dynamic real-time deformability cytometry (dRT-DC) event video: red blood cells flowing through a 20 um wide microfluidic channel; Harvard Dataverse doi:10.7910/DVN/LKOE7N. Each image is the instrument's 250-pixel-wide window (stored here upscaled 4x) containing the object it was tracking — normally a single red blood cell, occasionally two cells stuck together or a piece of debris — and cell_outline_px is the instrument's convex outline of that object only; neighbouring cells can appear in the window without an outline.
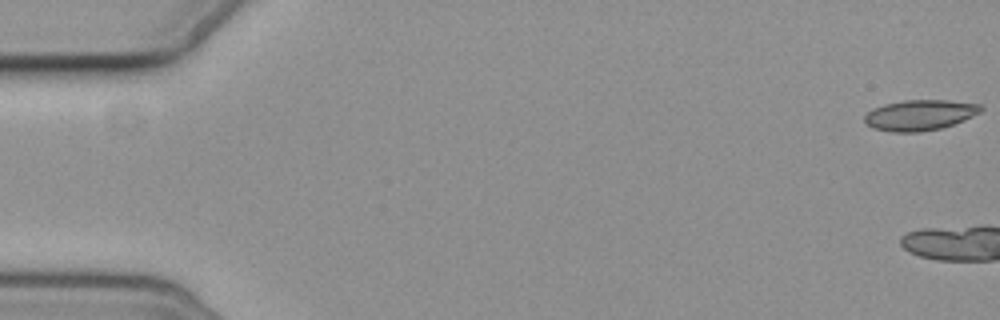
{"species": "common noctule bat (a hibernating species)", "species_latin": "Nyctalus noctula", "temperature_condition": "cold", "stored_images_in_passage": 6, "camera_frame_rate_fps": 3000, "um_per_image_px": 0.085, "animal": {"sex": "female", "body_mass_g": 19.3, "forearm_length_mm": 54.1}, "frame": {"image": 1, "passage_image": 1, "time_ms": 0.0, "image_size_px": [1000, 320], "cell_outline_px": [[984, 108], [980, 112], [964, 120], [940, 128], [920, 132], [892, 132], [872, 128], [864, 120], [864, 116], [872, 108], [884, 104], [904, 100], [948, 100], [984, 104]], "centroid_in_image_um": [78.2, 9.77], "position_along_channel_um": 6.8, "area_um2": 20.81}}